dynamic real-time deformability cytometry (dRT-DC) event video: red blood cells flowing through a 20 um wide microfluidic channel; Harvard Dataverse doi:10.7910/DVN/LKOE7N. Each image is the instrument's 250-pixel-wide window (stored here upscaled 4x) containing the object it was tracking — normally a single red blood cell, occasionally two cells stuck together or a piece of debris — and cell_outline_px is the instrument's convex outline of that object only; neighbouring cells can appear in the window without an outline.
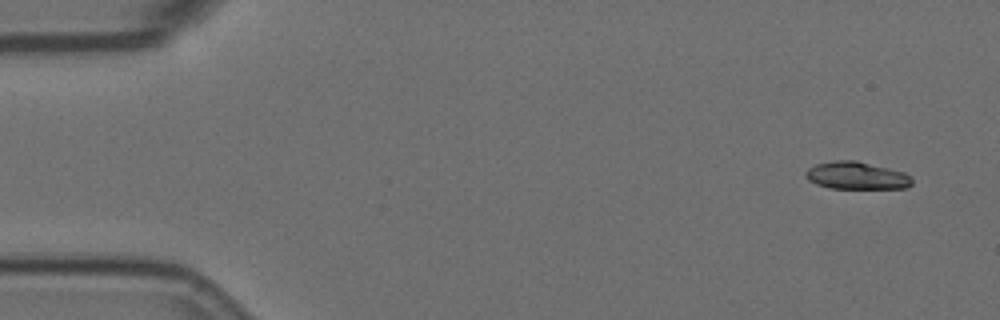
{"species": "Egyptian fruit bat (a non-hibernating species)", "species_latin": "Rousettus aegyptiacus", "temperature_condition": "room temperature", "stored_images_in_passage": 5, "segment_of_instrument_passage": [1, 2], "camera_frame_rate_fps": 3000, "um_per_image_px": 0.085, "animal": {"sex": "female"}, "frame": {"image": 1, "passage_image": 1, "time_ms": 0.0, "image_size_px": [1000, 320], "cell_outline_px": [[912, 184], [908, 188], [828, 188], [816, 184], [808, 180], [804, 176], [804, 172], [808, 168], [816, 164], [832, 160], [856, 160], [904, 172], [912, 180]], "centroid_in_image_um": [72.76, 14.92], "position_along_channel_um": 12.2, "area_um2": 17.11}}